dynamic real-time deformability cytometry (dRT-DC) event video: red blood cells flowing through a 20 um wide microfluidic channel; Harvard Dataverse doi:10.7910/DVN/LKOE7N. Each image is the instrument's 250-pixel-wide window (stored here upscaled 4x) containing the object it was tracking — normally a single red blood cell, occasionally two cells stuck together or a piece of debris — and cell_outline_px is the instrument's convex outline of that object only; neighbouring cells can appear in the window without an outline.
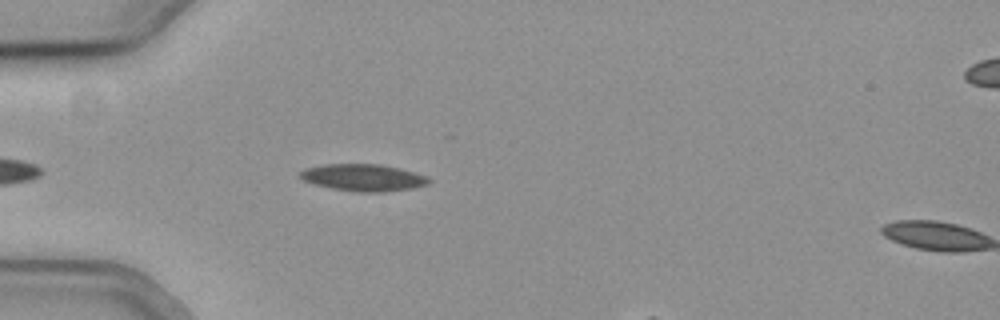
{"species": "common noctule bat (a hibernating species)", "species_latin": "Nyctalus noctula", "temperature_condition": "cold", "stored_images_in_passage": 7, "camera_frame_rate_fps": 3000, "um_per_image_px": 0.085, "animal": {"sex": "female", "body_mass_g": 19.3, "forearm_length_mm": 54.1}, "frame": {"image": 1, "passage_image": 6, "time_ms": 1.667, "image_size_px": [1000, 320], "cell_outline_px": [[432, 180], [428, 184], [412, 188], [380, 192], [356, 192], [332, 188], [316, 184], [304, 180], [300, 176], [300, 172], [304, 168], [324, 164], [380, 164], [400, 168], [428, 176]], "centroid_in_image_um": [30.91, 15.08], "position_along_channel_um": 54.1, "area_um2": 20.17}}